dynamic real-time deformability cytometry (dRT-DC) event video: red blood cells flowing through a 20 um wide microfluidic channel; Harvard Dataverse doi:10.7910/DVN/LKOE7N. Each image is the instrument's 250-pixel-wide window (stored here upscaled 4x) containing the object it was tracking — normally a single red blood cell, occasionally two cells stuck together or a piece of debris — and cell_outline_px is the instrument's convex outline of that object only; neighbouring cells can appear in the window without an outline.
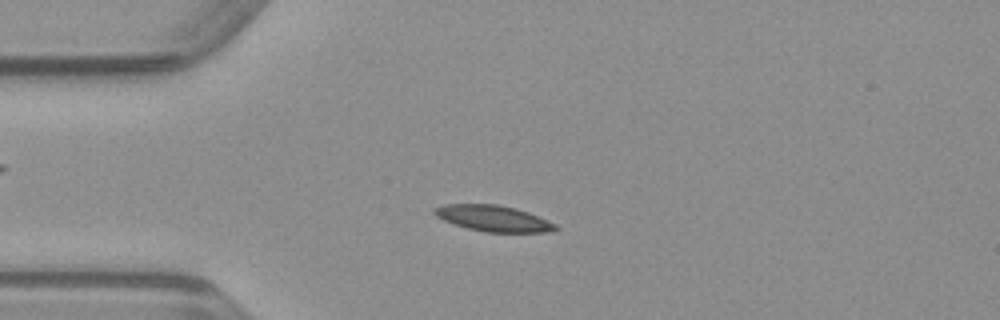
{"species": "common noctule bat (a hibernating species)", "species_latin": "Nyctalus noctula", "temperature_condition": "warm", "stored_images_in_passage": 49, "camera_frame_rate_fps": 3000, "um_per_image_px": 0.085, "animal": {"sex": "male", "body_mass_g": 23.1, "forearm_length_mm": 52.7}, "frame": {"image": 1, "passage_image": 12, "time_ms": 3.667, "image_size_px": [1000, 320], "cell_outline_px": [[560, 228], [552, 232], [484, 232], [468, 228], [444, 220], [436, 216], [432, 212], [436, 208], [444, 204], [496, 204], [516, 208], [528, 212], [556, 224]], "centroid_in_image_um": [41.97, 18.56], "position_along_channel_um": 43.0, "area_um2": 18.26}}
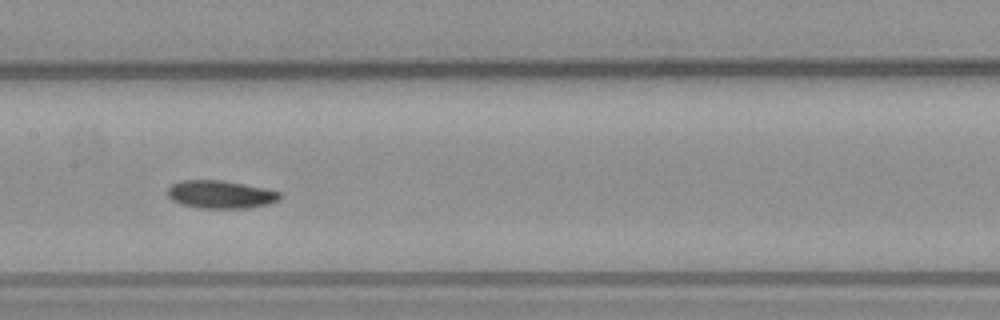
{"frame": {"image": 2, "passage_image": 24, "time_ms": 7.667, "image_size_px": [1000, 320], "cell_outline_px": [[280, 200], [268, 204], [248, 208], [200, 208], [180, 204], [172, 200], [168, 196], [168, 188], [172, 184], [180, 180], [220, 180], [244, 184], [264, 188], [280, 192]], "centroid_in_image_um": [18.73, 16.53], "position_along_channel_um": 188.7, "area_um2": 18.26}}
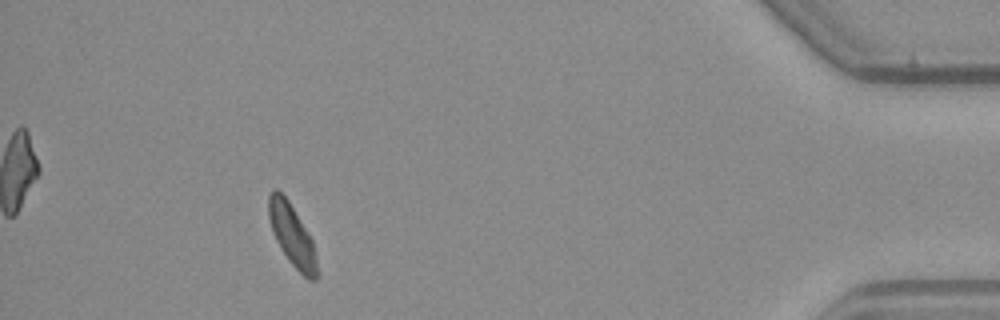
{"frame": {"image": 3, "passage_image": 45, "time_ms": 14.667, "image_size_px": [1000, 320], "cell_outline_px": [[316, 280], [308, 280], [288, 260], [276, 240], [272, 232], [268, 216], [268, 196], [272, 188], [276, 188], [288, 200], [312, 240], [316, 260]], "centroid_in_image_um": [24.78, 19.95], "position_along_channel_um": 410.4, "area_um2": 16.99}}